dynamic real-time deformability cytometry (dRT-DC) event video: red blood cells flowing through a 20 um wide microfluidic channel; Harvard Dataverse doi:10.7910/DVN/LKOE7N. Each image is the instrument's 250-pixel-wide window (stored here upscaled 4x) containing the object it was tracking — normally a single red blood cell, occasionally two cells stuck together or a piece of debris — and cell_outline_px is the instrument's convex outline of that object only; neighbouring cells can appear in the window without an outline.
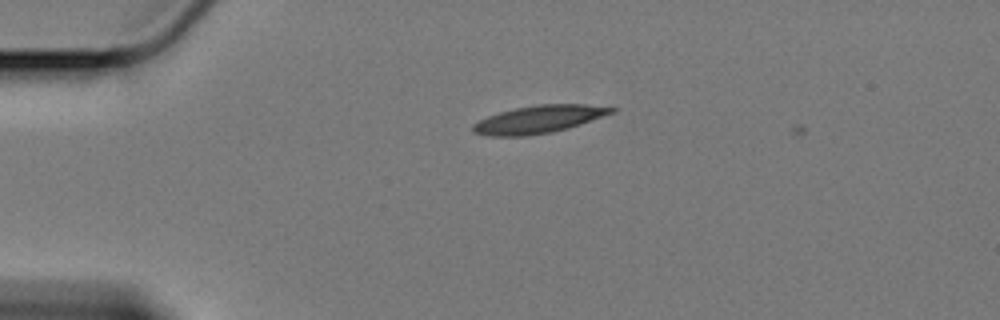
{"species": "Egyptian fruit bat (a non-hibernating species)", "species_latin": "Rousettus aegyptiacus", "temperature_condition": "cold", "stored_images_in_passage": 2, "camera_frame_rate_fps": 3000, "um_per_image_px": 0.085, "animal": {"sex": "female"}, "frame": {"image": 1, "passage_image": 1, "time_ms": 0.0, "image_size_px": [1000, 320], "cell_outline_px": [[616, 112], [568, 128], [552, 132], [528, 136], [488, 136], [472, 132], [472, 124], [488, 116], [500, 112], [516, 108], [536, 104], [584, 104], [616, 108]], "centroid_in_image_um": [45.79, 10.15], "position_along_channel_um": 39.2, "area_um2": 22.31}}